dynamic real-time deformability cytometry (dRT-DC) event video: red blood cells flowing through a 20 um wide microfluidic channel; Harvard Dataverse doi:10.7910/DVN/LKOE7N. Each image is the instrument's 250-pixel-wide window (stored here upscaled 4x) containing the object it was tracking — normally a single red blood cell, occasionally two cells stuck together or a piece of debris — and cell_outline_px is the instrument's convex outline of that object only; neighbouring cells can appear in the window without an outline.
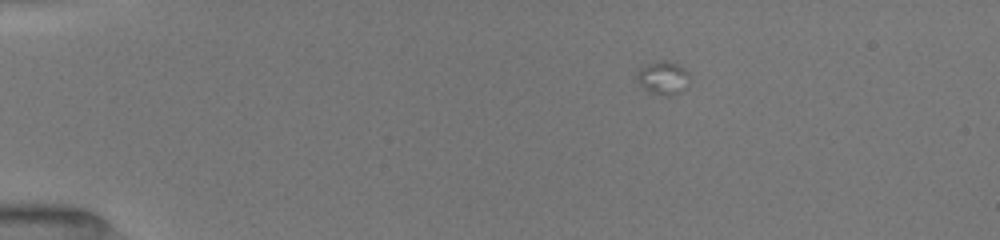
{"species": "common noctule bat (a hibernating species)", "species_latin": "Nyctalus noctula", "temperature_condition": "room temperature", "stored_images_in_passage": 9, "camera_frame_rate_fps": 3000, "um_per_image_px": 0.085, "animal": {"sex": "female", "body_mass_g": 19.5, "forearm_length_mm": 54.1}, "frame": {"image": 1, "passage_image": 1, "time_ms": 0.0, "image_size_px": [1000, 240], "cell_outline_px": [[688, 76], [684, 88], [680, 92], [668, 96], [660, 96], [644, 88], [636, 80], [636, 72], [640, 68], [648, 64], [660, 60], [664, 60], [680, 64], [688, 72]], "centroid_in_image_um": [56.33, 6.6], "position_along_channel_um": 28.7, "area_um2": 10.12}}